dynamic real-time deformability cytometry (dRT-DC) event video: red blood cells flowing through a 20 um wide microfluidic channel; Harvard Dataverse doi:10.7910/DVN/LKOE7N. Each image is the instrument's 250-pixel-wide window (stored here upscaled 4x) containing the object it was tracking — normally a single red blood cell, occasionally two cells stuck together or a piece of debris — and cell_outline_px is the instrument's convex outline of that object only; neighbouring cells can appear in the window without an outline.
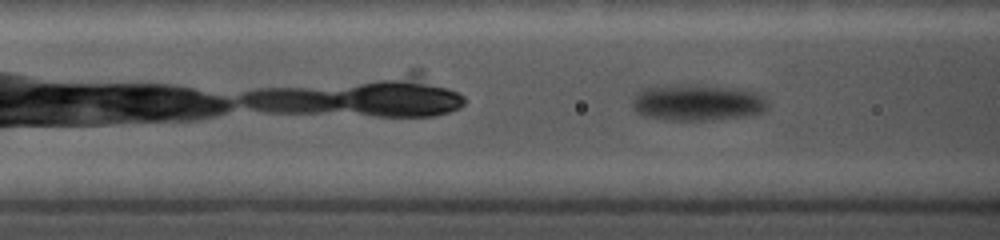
{"species": "common noctule bat (a hibernating species)", "species_latin": "Nyctalus noctula", "temperature_condition": "cold", "stored_images_in_passage": 39, "camera_frame_rate_fps": 5000, "um_per_image_px": 0.085, "animal": {"sex": "female", "body_mass_g": 19.0, "forearm_length_mm": 56.7}, "frame": {"image": 1, "passage_image": 8, "time_ms": 1.4, "image_size_px": [1000, 240], "cell_outline_px": [[768, 108], [764, 112], [752, 116], [712, 120], [664, 120], [644, 116], [636, 112], [632, 108], [632, 100], [636, 92], [644, 88], [712, 88], [756, 92], [768, 104]], "centroid_in_image_um": [59.26, 8.82], "position_along_channel_um": 107.3, "area_um2": 27.28}}
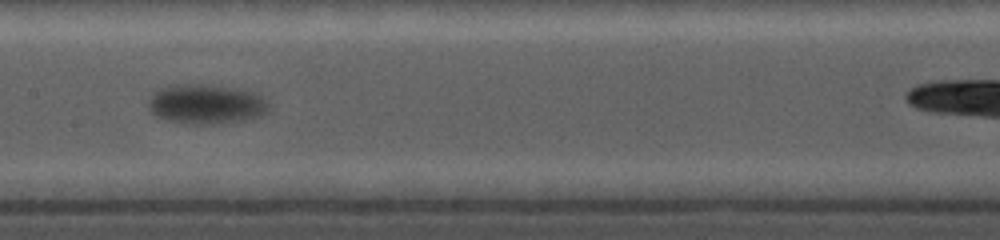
{"frame": {"image": 2, "passage_image": 18, "time_ms": 3.8, "image_size_px": [1000, 240], "cell_outline_px": [[268, 112], [260, 116], [244, 120], [220, 124], [192, 124], [164, 120], [156, 116], [148, 108], [148, 100], [160, 88], [176, 84], [200, 84], [232, 88], [252, 92], [260, 96], [268, 104]], "centroid_in_image_um": [17.49, 8.87], "position_along_channel_um": 189.9, "area_um2": 27.69}}
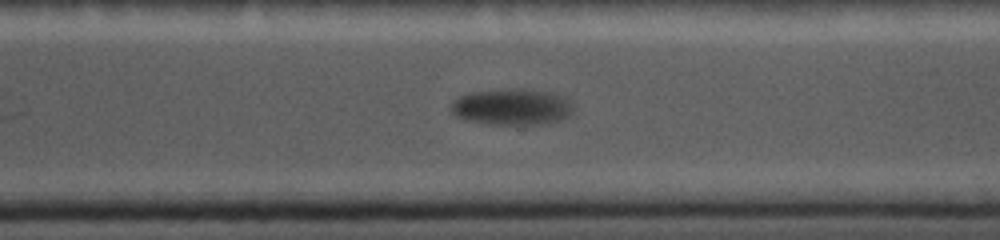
{"frame": {"image": 3, "passage_image": 35, "time_ms": 7.8, "image_size_px": [1000, 240], "cell_outline_px": [[572, 112], [568, 116], [560, 120], [544, 124], [492, 124], [464, 120], [456, 116], [452, 112], [452, 104], [460, 96], [472, 92], [520, 88], [544, 92], [564, 96], [572, 104]], "centroid_in_image_um": [43.52, 9.1], "position_along_channel_um": 327.1, "area_um2": 25.49}}